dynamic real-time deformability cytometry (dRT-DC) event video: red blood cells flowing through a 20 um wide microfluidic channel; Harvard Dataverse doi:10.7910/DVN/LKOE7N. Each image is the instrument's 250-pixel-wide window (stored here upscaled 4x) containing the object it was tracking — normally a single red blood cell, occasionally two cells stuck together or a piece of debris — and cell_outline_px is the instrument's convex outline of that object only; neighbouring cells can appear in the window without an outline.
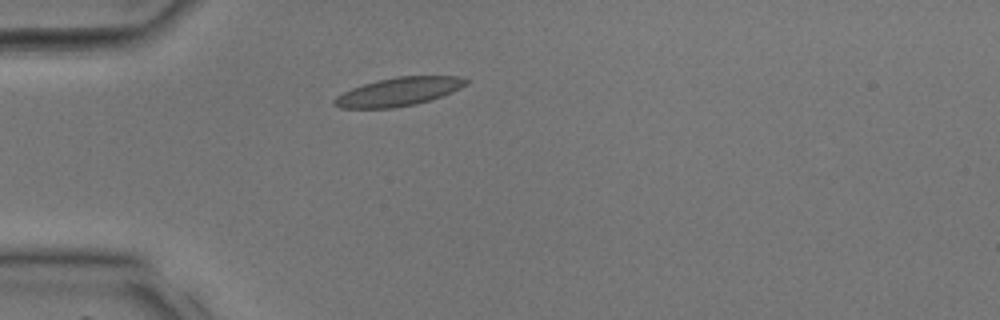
{"species": "common noctule bat (a hibernating species)", "species_latin": "Nyctalus noctula", "temperature_condition": "room temperature", "stored_images_in_passage": 5, "camera_frame_rate_fps": 3000, "um_per_image_px": 0.085, "animal": {"sex": "male", "body_mass_g": 17.9, "forearm_length_mm": 54.2}, "frame": {"image": 1, "passage_image": 1, "time_ms": 0.0, "image_size_px": [1000, 320], "cell_outline_px": [[468, 84], [452, 92], [416, 104], [392, 108], [340, 108], [332, 104], [332, 100], [336, 96], [352, 88], [376, 80], [396, 76], [460, 76], [468, 80]], "centroid_in_image_um": [33.86, 7.79], "position_along_channel_um": 51.1, "area_um2": 21.79}}
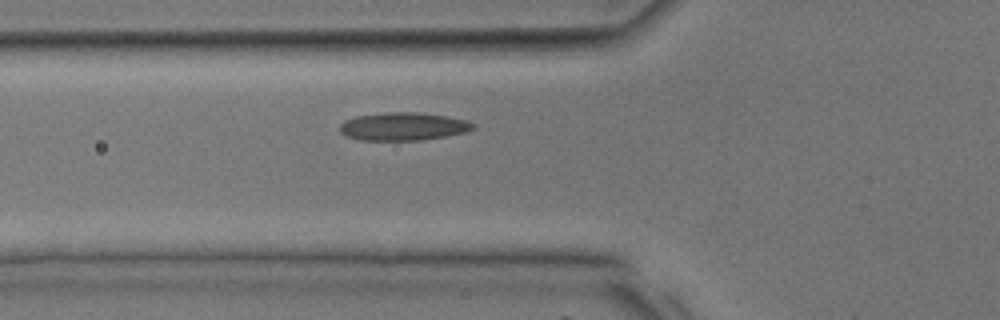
{"frame": {"image": 2, "passage_image": 4, "time_ms": 1.0, "image_size_px": [1000, 320], "cell_outline_px": [[476, 128], [468, 132], [448, 136], [420, 140], [360, 140], [344, 136], [340, 132], [340, 124], [344, 120], [356, 116], [384, 112], [416, 112], [444, 116], [468, 120], [476, 124]], "centroid_in_image_um": [34.29, 10.75], "position_along_channel_um": 91.5, "area_um2": 22.02}}